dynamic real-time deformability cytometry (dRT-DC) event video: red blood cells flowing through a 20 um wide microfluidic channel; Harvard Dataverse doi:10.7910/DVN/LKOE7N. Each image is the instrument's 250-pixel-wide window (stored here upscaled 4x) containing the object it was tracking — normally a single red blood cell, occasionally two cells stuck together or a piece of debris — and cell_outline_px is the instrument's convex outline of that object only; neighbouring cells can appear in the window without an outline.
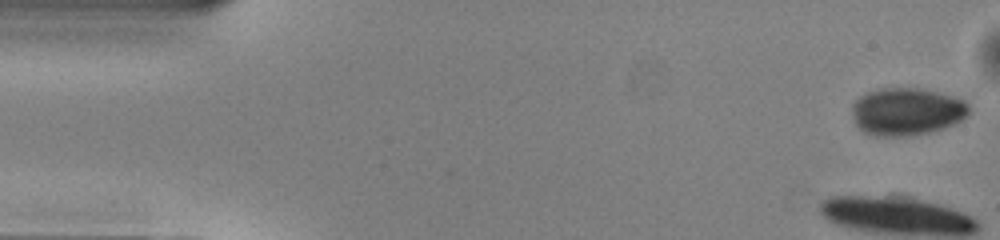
{"species": "common noctule bat (a hibernating species)", "species_latin": "Nyctalus noctula", "temperature_condition": "warm", "stored_images_in_passage": 49, "camera_frame_rate_fps": 3000, "um_per_image_px": 0.085, "animal": {"sex": "male", "body_mass_g": 13.0, "forearm_length_mm": 53.1}, "frame": {"image": 1, "passage_image": 1, "time_ms": 0.0, "image_size_px": [1000, 240], "cell_outline_px": [[968, 112], [956, 124], [944, 128], [928, 132], [908, 136], [876, 136], [864, 132], [856, 124], [852, 116], [852, 104], [860, 96], [868, 92], [880, 88], [920, 88], [952, 96], [964, 100], [968, 104]], "centroid_in_image_um": [77.05, 9.48], "position_along_channel_um": 8.0, "area_um2": 32.31}}